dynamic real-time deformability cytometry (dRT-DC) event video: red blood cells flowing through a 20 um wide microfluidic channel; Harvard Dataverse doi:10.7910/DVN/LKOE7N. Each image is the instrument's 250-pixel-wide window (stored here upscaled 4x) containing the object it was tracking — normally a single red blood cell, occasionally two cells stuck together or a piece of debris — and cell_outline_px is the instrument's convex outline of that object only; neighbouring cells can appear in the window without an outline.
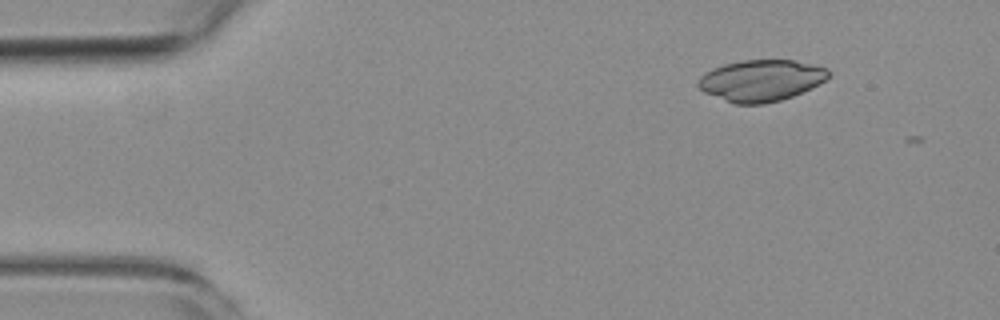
{"species": "common noctule bat (a hibernating species)", "species_latin": "Nyctalus noctula", "temperature_condition": "room temperature", "stored_images_in_passage": 3, "camera_frame_rate_fps": 3000, "um_per_image_px": 0.085, "animal": {"sex": "female", "body_mass_g": 19.3, "forearm_length_mm": 54.1}, "frame": {"image": 1, "passage_image": 2, "time_ms": 2.0, "image_size_px": [1000, 320], "cell_outline_px": [[832, 72], [824, 80], [792, 96], [780, 100], [764, 104], [732, 104], [704, 92], [696, 84], [700, 76], [704, 72], [712, 68], [724, 64], [744, 60], [792, 60], [812, 64], [828, 68]], "centroid_in_image_um": [64.64, 6.84], "position_along_channel_um": 20.4, "area_um2": 31.39}}